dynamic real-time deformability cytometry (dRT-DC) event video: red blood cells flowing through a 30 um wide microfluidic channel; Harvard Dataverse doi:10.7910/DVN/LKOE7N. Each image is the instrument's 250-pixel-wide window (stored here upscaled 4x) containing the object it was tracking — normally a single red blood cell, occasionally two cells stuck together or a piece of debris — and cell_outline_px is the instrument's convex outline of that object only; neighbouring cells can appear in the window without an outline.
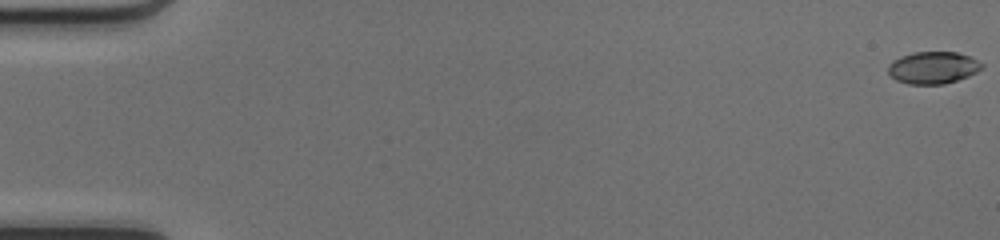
{"species": "common noctule bat (a hibernating species)", "species_latin": "Nyctalus noctula", "temperature_condition": "cold", "stored_images_in_passage": 51, "camera_frame_rate_fps": 3000, "um_per_image_px": 0.085, "animal": {"sex": "female", "body_mass_g": 17.0, "forearm_length_mm": 48.0}, "frame": {"image": 1, "passage_image": 1, "time_ms": 0.0, "image_size_px": [1000, 240], "cell_outline_px": [[984, 68], [968, 76], [944, 84], [908, 84], [896, 80], [888, 72], [888, 64], [892, 60], [900, 56], [912, 52], [956, 52], [968, 56], [984, 64]], "centroid_in_image_um": [79.29, 5.74], "position_along_channel_um": 5.7, "area_um2": 17.57}}
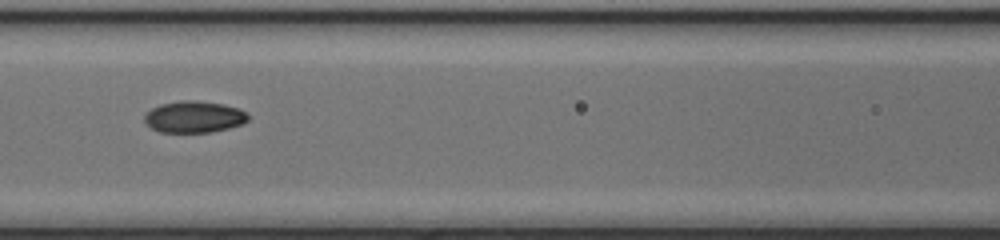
{"frame": {"image": 2, "passage_image": 24, "time_ms": 7.667, "image_size_px": [1000, 240], "cell_outline_px": [[248, 120], [244, 124], [228, 128], [208, 132], [160, 132], [152, 128], [144, 120], [144, 116], [152, 108], [160, 104], [180, 100], [196, 100], [224, 104], [240, 108], [248, 116]], "centroid_in_image_um": [16.51, 9.92], "position_along_channel_um": 150.1, "area_um2": 19.07}}
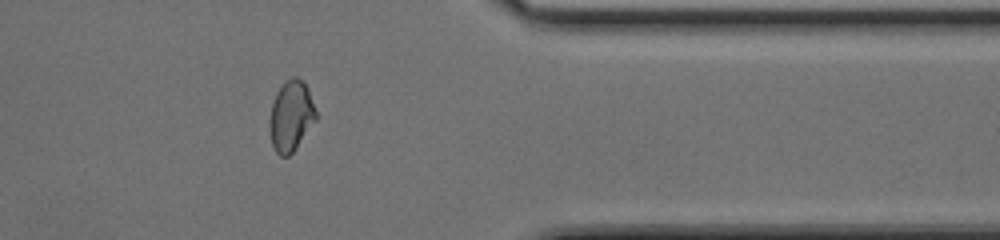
{"frame": {"image": 3, "passage_image": 42, "time_ms": 13.667, "image_size_px": [1000, 240], "cell_outline_px": [[316, 120], [296, 148], [288, 156], [280, 156], [276, 152], [272, 144], [268, 128], [268, 124], [272, 104], [276, 92], [292, 76], [296, 76], [308, 88], [316, 112]], "centroid_in_image_um": [24.72, 9.88], "position_along_channel_um": 386.7, "area_um2": 18.9}, "authors_computed_cell_mechanics": {"area_um2": 18.8428, "velocity_mm_per_s": 4.1795, "shape_relaxation_time_tau1_ms": 3.3332, "shape_relaxation_time_tau2_ms": 1.3948, "deformation_change_tau1": 0.129, "deformation_change_tau2": 0.0345}}